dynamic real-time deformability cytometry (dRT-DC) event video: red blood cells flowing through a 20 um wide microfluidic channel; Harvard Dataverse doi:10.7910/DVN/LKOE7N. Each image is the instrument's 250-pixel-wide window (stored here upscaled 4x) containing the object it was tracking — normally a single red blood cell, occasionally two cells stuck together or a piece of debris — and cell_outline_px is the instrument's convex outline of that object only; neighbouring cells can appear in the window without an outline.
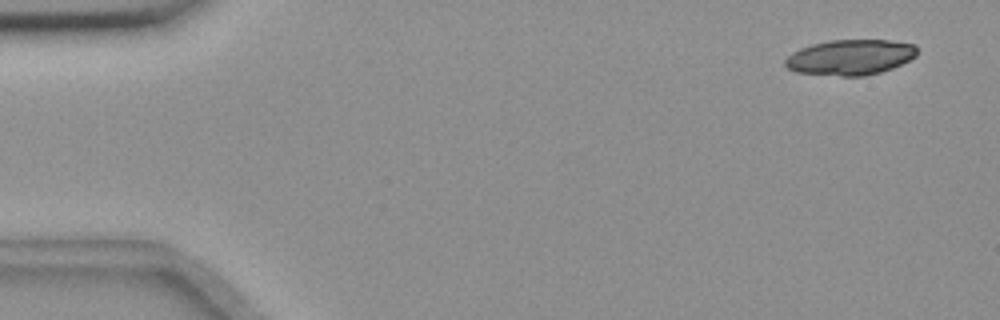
{"species": "common noctule bat (a hibernating species)", "species_latin": "Nyctalus noctula", "temperature_condition": "room temperature", "stored_images_in_passage": 5, "camera_frame_rate_fps": 3000, "um_per_image_px": 0.085, "animal": {"sex": "female", "body_mass_g": 18.4}, "frame": {"image": 1, "passage_image": 2, "time_ms": 1.0, "image_size_px": [1000, 320], "cell_outline_px": [[916, 56], [892, 68], [880, 72], [864, 76], [840, 76], [796, 72], [788, 68], [784, 64], [784, 60], [792, 52], [800, 48], [812, 44], [832, 40], [888, 40], [916, 44]], "centroid_in_image_um": [72.26, 4.86], "position_along_channel_um": 12.7, "area_um2": 27.17}}